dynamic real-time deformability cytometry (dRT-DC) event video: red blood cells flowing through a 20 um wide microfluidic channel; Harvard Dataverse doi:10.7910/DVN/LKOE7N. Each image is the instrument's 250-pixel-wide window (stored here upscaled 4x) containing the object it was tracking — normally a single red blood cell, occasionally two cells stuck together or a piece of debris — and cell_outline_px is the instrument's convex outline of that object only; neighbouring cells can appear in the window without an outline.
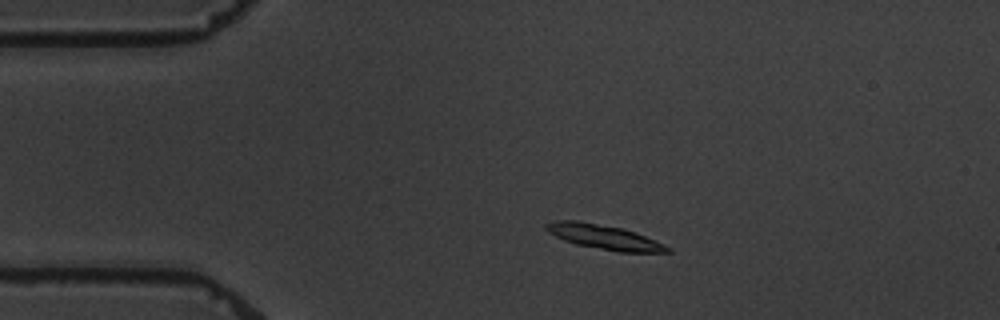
{"species": "common noctule bat (a hibernating species)", "species_latin": "Nyctalus noctula", "temperature_condition": "warm", "stored_images_in_passage": 9, "camera_frame_rate_fps": 3000, "um_per_image_px": 0.085, "animal": {"sex": "male", "body_mass_g": 19.5, "forearm_length_mm": 54.6}, "frame": {"image": 1, "passage_image": 2, "time_ms": 1.0, "image_size_px": [1000, 320], "cell_outline_px": [[672, 252], [620, 252], [576, 244], [564, 240], [548, 232], [544, 228], [544, 224], [556, 220], [576, 220], [620, 228], [636, 232], [664, 244], [672, 248]], "centroid_in_image_um": [51.35, 20.14], "position_along_channel_um": 33.6, "area_um2": 17.22}}
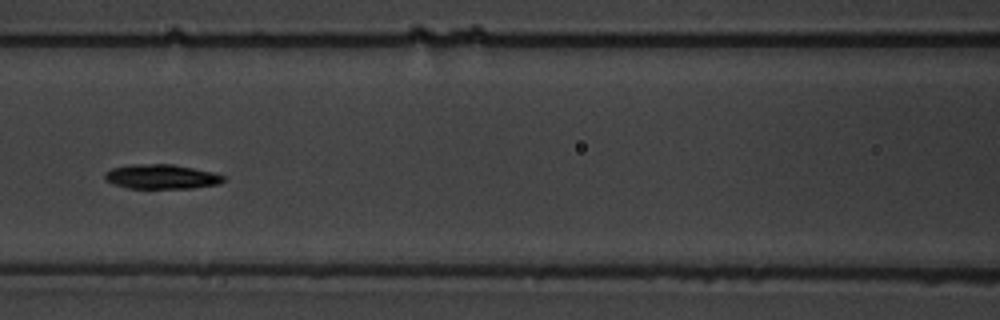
{"frame": {"image": 2, "passage_image": 6, "time_ms": 5.667, "image_size_px": [1000, 320], "cell_outline_px": [[224, 180], [220, 184], [192, 188], [128, 188], [112, 184], [104, 180], [104, 172], [112, 168], [132, 164], [172, 164], [212, 172], [224, 176]], "centroid_in_image_um": [13.67, 15.02], "position_along_channel_um": 152.9, "area_um2": 16.99}}
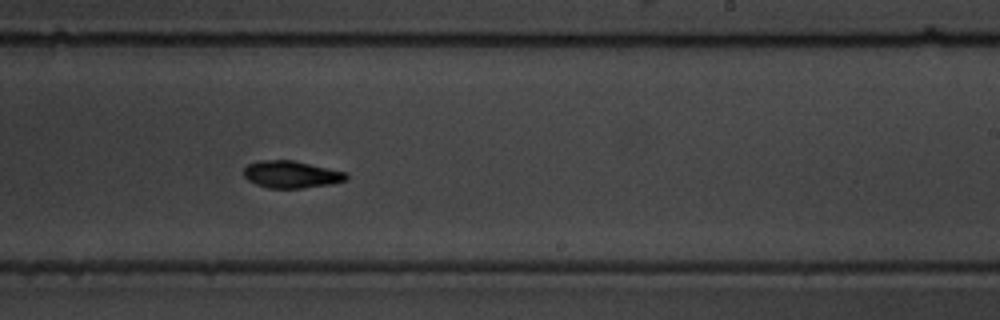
{"frame": {"image": 3, "passage_image": 9, "time_ms": 9.0, "image_size_px": [1000, 320], "cell_outline_px": [[348, 180], [332, 184], [300, 188], [268, 188], [256, 184], [248, 180], [244, 176], [244, 168], [248, 164], [264, 160], [292, 160], [348, 172]], "centroid_in_image_um": [24.8, 14.83], "position_along_channel_um": 264.2, "area_um2": 16.24}}